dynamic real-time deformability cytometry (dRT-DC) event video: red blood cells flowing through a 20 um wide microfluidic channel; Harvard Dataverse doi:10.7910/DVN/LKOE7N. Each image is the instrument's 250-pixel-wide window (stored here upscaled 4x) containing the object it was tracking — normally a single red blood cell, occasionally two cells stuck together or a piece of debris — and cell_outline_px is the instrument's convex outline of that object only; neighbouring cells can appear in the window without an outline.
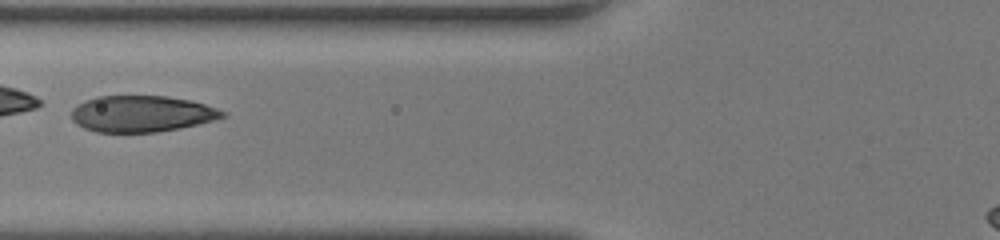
{"species": "human", "species_latin": "Homo sapiens", "temperature_condition": "room temperature", "stored_images_in_passage": 28, "camera_frame_rate_fps": 3000, "um_per_image_px": 0.085, "donor": {"sex": "female"}, "frame": {"image": 1, "passage_image": 9, "time_ms": 2.667, "image_size_px": [1000, 240], "cell_outline_px": [[228, 116], [216, 120], [180, 128], [156, 132], [96, 132], [84, 128], [76, 124], [72, 120], [72, 108], [84, 100], [96, 96], [168, 96], [188, 100], [204, 104], [216, 108], [224, 112]], "centroid_in_image_um": [12.03, 9.67], "position_along_channel_um": 113.8, "area_um2": 32.08}}
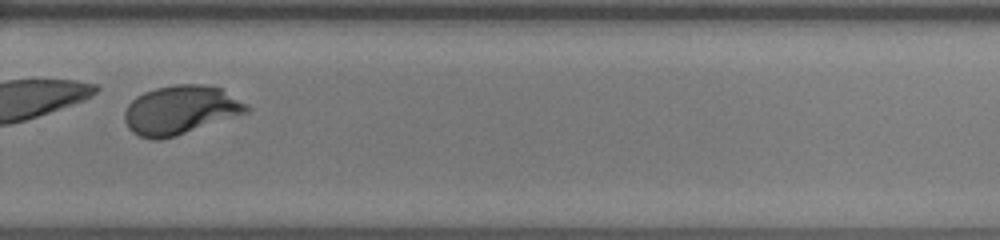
{"frame": {"image": 2, "passage_image": 24, "time_ms": 7.667, "image_size_px": [1000, 240], "cell_outline_px": [[252, 108], [248, 112], [176, 136], [160, 140], [152, 140], [140, 136], [132, 132], [128, 128], [124, 120], [124, 112], [128, 104], [136, 96], [144, 92], [156, 88], [176, 84], [204, 84], [220, 88], [248, 104]], "centroid_in_image_um": [15.33, 9.35], "position_along_channel_um": 314.5, "area_um2": 34.8}, "authors_computed_cell_mechanics": {"area_um2": 34.0442, "velocity_mm_per_s": 4.02, "shape_relaxation_time_tau1_ms": 1.1387, "shape_relaxation_time_tau2_ms": null, "deformation_change_tau1": 0.3914, "deformation_change_tau2": null}}